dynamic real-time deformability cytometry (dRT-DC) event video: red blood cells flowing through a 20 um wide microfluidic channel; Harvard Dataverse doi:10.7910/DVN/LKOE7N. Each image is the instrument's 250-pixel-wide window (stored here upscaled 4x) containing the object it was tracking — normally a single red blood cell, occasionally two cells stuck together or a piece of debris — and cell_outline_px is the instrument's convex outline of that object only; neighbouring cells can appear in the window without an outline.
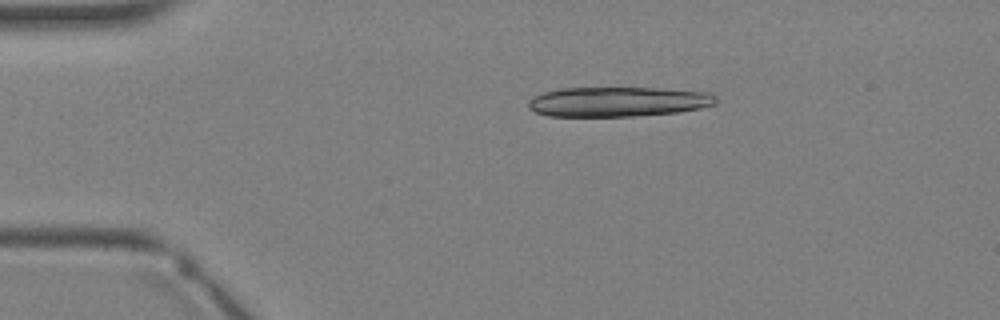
{"species": "Egyptian fruit bat (a non-hibernating species)", "species_latin": "Rousettus aegyptiacus", "temperature_condition": "warm", "stored_images_in_passage": 3, "camera_frame_rate_fps": 3000, "um_per_image_px": 0.085, "animal": {"sex": "female"}, "frame": {"image": 1, "passage_image": 2, "time_ms": 1.333, "image_size_px": [1000, 320], "cell_outline_px": [[716, 104], [700, 108], [676, 112], [632, 116], [548, 116], [536, 112], [528, 108], [528, 100], [532, 96], [544, 92], [560, 88], [660, 88], [712, 92], [716, 96]], "centroid_in_image_um": [52.53, 8.64], "position_along_channel_um": 32.5, "area_um2": 32.71}}